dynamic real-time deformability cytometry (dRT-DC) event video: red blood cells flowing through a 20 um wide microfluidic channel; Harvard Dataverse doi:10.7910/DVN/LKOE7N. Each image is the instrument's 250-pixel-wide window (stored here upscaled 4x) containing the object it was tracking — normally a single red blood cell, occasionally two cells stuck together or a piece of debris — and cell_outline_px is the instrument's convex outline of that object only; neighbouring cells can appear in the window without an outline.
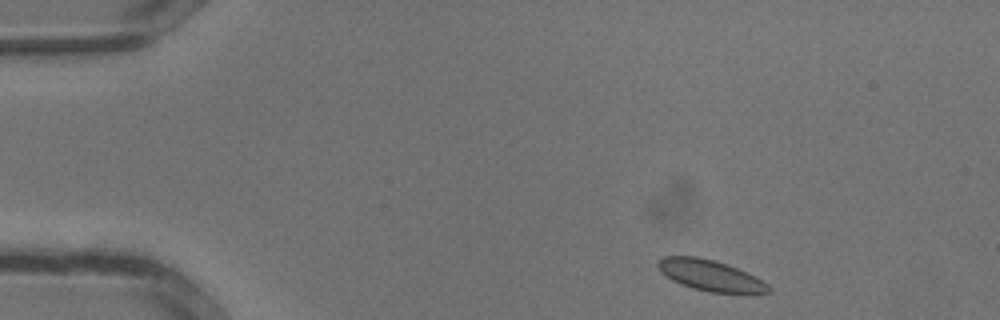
{"species": "common noctule bat (a hibernating species)", "species_latin": "Nyctalus noctula", "temperature_condition": "warm", "stored_images_in_passage": 31, "camera_frame_rate_fps": 3000, "um_per_image_px": 0.085, "animal": {"sex": "male", "body_mass_g": 13.3}, "frame": {"image": 1, "passage_image": 1, "time_ms": 0.0, "image_size_px": [1000, 320], "cell_outline_px": [[772, 292], [708, 292], [692, 288], [680, 284], [672, 280], [660, 272], [656, 264], [664, 256], [696, 256], [712, 260], [736, 268], [768, 284], [772, 288]], "centroid_in_image_um": [60.3, 23.41], "position_along_channel_um": 24.7, "area_um2": 19.42}}
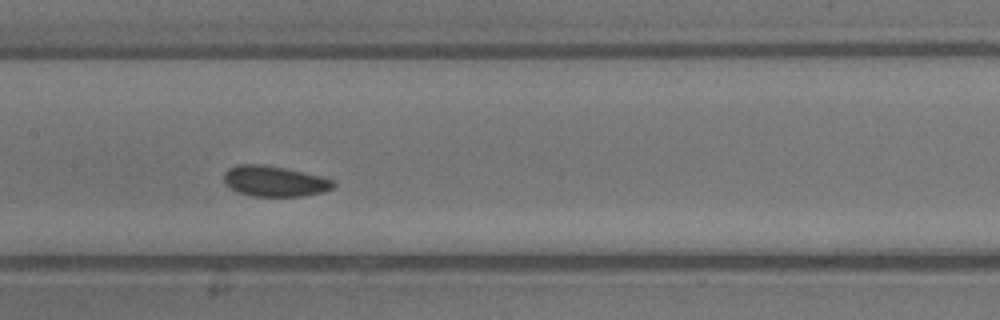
{"frame": {"image": 2, "passage_image": 13, "time_ms": 4.0, "image_size_px": [1000, 320], "cell_outline_px": [[336, 184], [332, 188], [324, 192], [304, 196], [252, 196], [236, 192], [224, 184], [224, 172], [228, 168], [236, 164], [260, 164], [284, 168], [320, 176], [332, 180]], "centroid_in_image_um": [23.28, 15.41], "position_along_channel_um": 184.1, "area_um2": 19.59}}
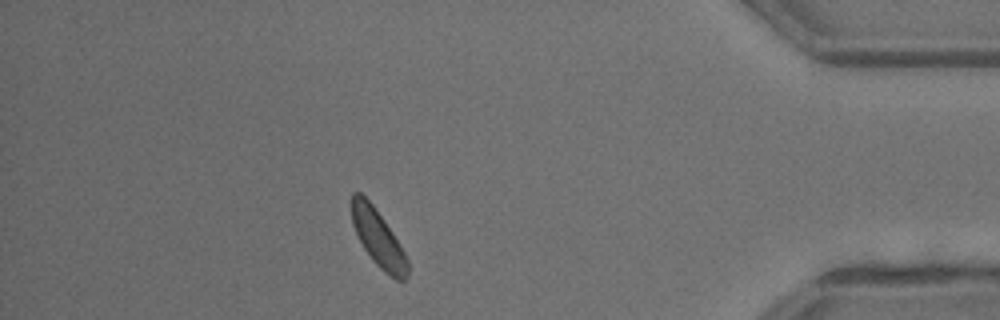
{"frame": {"image": 3, "passage_image": 26, "time_ms": 8.333, "image_size_px": [1000, 320], "cell_outline_px": [[408, 272], [404, 280], [396, 280], [384, 272], [372, 260], [364, 248], [352, 224], [352, 192], [360, 192], [372, 204], [384, 220], [392, 232], [404, 252], [408, 260]], "centroid_in_image_um": [32.14, 20.26], "position_along_channel_um": 403.1, "area_um2": 18.21}}